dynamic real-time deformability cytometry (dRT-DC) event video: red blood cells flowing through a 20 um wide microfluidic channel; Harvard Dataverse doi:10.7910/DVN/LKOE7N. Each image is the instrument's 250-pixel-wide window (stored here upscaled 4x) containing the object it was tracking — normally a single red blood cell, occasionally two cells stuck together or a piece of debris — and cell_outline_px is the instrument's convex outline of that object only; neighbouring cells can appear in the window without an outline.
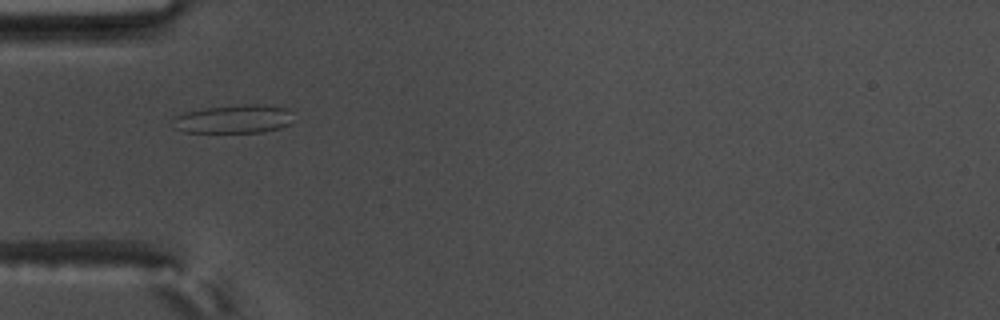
{"species": "common noctule bat (a hibernating species)", "species_latin": "Nyctalus noctula", "temperature_condition": "warm", "stored_images_in_passage": 56, "camera_frame_rate_fps": 3000, "um_per_image_px": 0.085, "animal": {"sex": "male", "body_mass_g": 17.5, "forearm_length_mm": 52.3}, "frame": {"image": 1, "passage_image": 19, "time_ms": 6.0, "image_size_px": [1000, 320], "cell_outline_px": [[292, 112], [288, 124], [280, 128], [264, 132], [184, 132], [172, 128], [172, 120], [176, 116], [184, 112], [204, 108], [240, 104], [256, 104], [284, 108]], "centroid_in_image_um": [19.79, 10.12], "position_along_channel_um": 65.2, "area_um2": 20.0}}
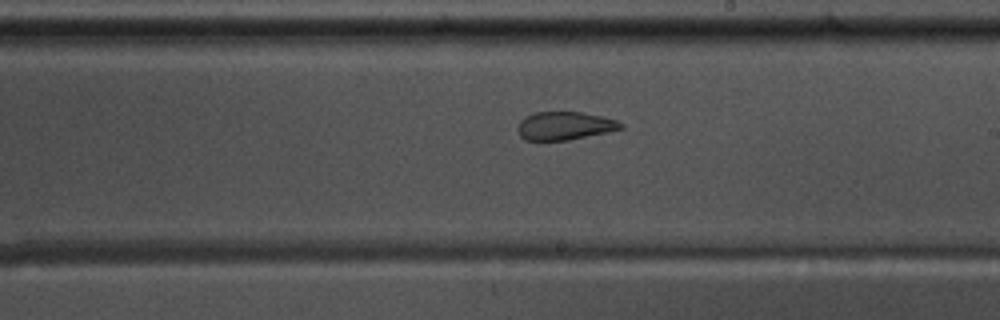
{"frame": {"image": 2, "passage_image": 34, "time_ms": 11.0, "image_size_px": [1000, 320], "cell_outline_px": [[624, 128], [608, 132], [568, 140], [524, 140], [520, 136], [516, 128], [520, 120], [524, 116], [536, 112], [584, 112], [616, 120], [624, 124]], "centroid_in_image_um": [47.97, 10.69], "position_along_channel_um": 241.0, "area_um2": 17.05}}
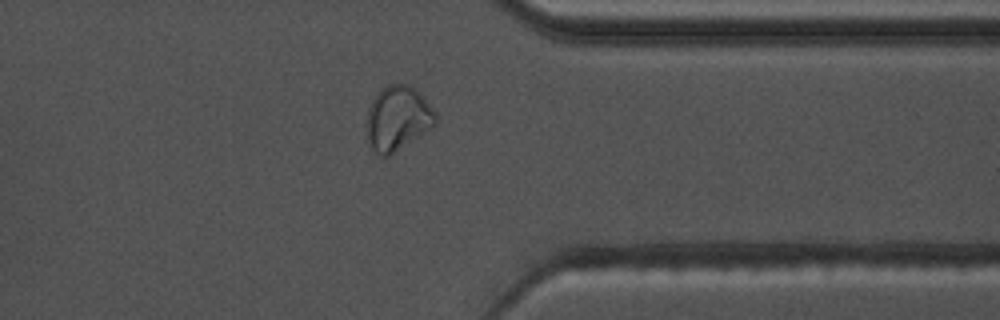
{"frame": {"image": 3, "passage_image": 46, "time_ms": 15.0, "image_size_px": [1000, 320], "cell_outline_px": [[436, 124], [388, 156], [380, 156], [372, 148], [368, 140], [368, 108], [372, 100], [388, 84], [408, 84], [416, 88], [420, 92], [436, 112]], "centroid_in_image_um": [33.83, 10.03], "position_along_channel_um": 377.6, "area_um2": 25.37}, "authors_computed_cell_mechanics": {"area_um2": 21.675, "velocity_mm_per_s": 3.547, "shape_relaxation_time_tau1_ms": null, "shape_relaxation_time_tau2_ms": 1.4341, "deformation_change_tau1": null, "deformation_change_tau2": 0.0843}}